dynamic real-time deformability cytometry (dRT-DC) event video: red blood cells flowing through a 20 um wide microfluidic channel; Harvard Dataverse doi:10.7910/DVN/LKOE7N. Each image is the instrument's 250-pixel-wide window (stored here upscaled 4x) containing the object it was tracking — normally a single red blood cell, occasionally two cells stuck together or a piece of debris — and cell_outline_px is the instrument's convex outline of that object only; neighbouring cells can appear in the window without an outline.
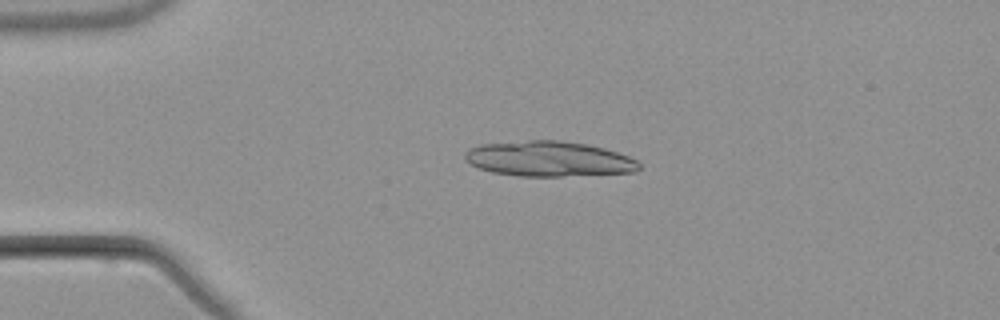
{"species": "common noctule bat (a hibernating species)", "species_latin": "Nyctalus noctula", "temperature_condition": "warm", "stored_images_in_passage": 4, "camera_frame_rate_fps": 3000, "um_per_image_px": 0.085, "animal": {"sex": "male", "body_mass_g": 21.5, "forearm_length_mm": 52.0}, "frame": {"image": 1, "passage_image": 3, "time_ms": 2.333, "image_size_px": [1000, 320], "cell_outline_px": [[640, 168], [636, 172], [560, 176], [520, 176], [492, 172], [480, 168], [472, 164], [464, 156], [464, 152], [468, 148], [480, 144], [528, 140], [560, 140], [588, 144], [604, 148], [628, 156], [636, 160], [640, 164]], "centroid_in_image_um": [46.65, 13.49], "position_along_channel_um": 38.3, "area_um2": 35.72}}